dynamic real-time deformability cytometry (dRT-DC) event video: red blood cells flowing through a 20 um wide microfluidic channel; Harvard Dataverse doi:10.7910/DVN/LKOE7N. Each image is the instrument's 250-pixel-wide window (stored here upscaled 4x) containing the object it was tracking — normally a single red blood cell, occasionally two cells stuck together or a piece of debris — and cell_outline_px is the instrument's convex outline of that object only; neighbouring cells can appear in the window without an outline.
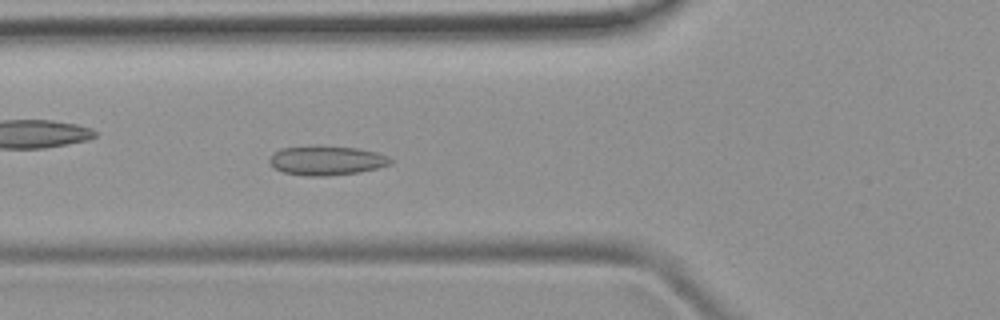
{"species": "common noctule bat (a hibernating species)", "species_latin": "Nyctalus noctula", "temperature_condition": "room temperature", "stored_images_in_passage": 5, "camera_frame_rate_fps": 3000, "um_per_image_px": 0.085, "animal": {"sex": "female", "body_mass_g": 19.9}, "frame": {"image": 1, "passage_image": 5, "time_ms": 4.667, "image_size_px": [1000, 320], "cell_outline_px": [[392, 164], [360, 172], [328, 176], [308, 176], [284, 172], [272, 168], [268, 160], [280, 148], [316, 144], [356, 148], [376, 152], [388, 156], [392, 160]], "centroid_in_image_um": [27.74, 13.62], "position_along_channel_um": 98.1, "area_um2": 21.04}}